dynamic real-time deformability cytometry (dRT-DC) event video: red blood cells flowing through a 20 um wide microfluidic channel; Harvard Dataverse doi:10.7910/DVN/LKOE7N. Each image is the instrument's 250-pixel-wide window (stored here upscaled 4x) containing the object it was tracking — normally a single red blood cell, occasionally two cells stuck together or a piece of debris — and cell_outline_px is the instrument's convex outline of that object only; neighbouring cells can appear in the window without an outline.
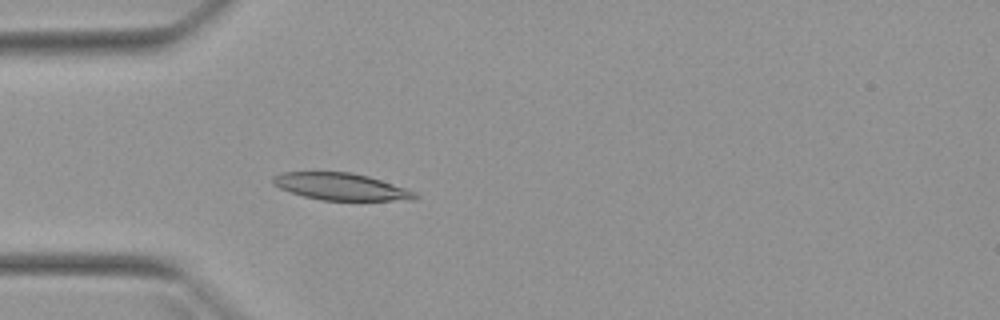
{"species": "Egyptian fruit bat (a non-hibernating species)", "species_latin": "Rousettus aegyptiacus", "temperature_condition": "warm", "stored_images_in_passage": 4, "camera_frame_rate_fps": 3000, "um_per_image_px": 0.085, "animal": {"sex": "female"}, "frame": {"image": 1, "passage_image": 4, "time_ms": 3.667, "image_size_px": [1000, 320], "cell_outline_px": [[420, 196], [416, 200], [320, 200], [304, 196], [280, 188], [272, 184], [272, 176], [284, 172], [352, 172], [368, 176], [416, 192]], "centroid_in_image_um": [28.98, 15.86], "position_along_channel_um": 56.0, "area_um2": 22.25}}